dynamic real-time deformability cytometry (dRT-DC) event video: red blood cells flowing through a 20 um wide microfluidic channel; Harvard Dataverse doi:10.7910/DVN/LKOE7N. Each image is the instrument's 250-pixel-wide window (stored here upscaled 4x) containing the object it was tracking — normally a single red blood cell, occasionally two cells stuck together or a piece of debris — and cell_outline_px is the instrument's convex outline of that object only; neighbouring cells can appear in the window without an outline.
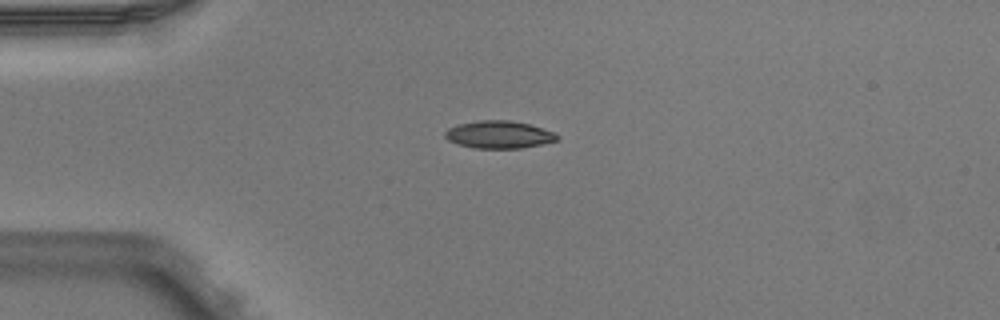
{"species": "Egyptian fruit bat (a non-hibernating species)", "species_latin": "Rousettus aegyptiacus", "temperature_condition": "warm", "stored_images_in_passage": 4, "camera_frame_rate_fps": 3000, "um_per_image_px": 0.085, "animal": {"sex": "male"}, "frame": {"image": 1, "passage_image": 1, "time_ms": 0.0, "image_size_px": [1000, 320], "cell_outline_px": [[560, 140], [520, 148], [476, 148], [456, 144], [448, 140], [444, 136], [444, 132], [448, 128], [460, 124], [480, 120], [512, 120], [528, 124], [552, 132], [560, 136]], "centroid_in_image_um": [42.39, 11.44], "position_along_channel_um": 42.6, "area_um2": 17.86}}
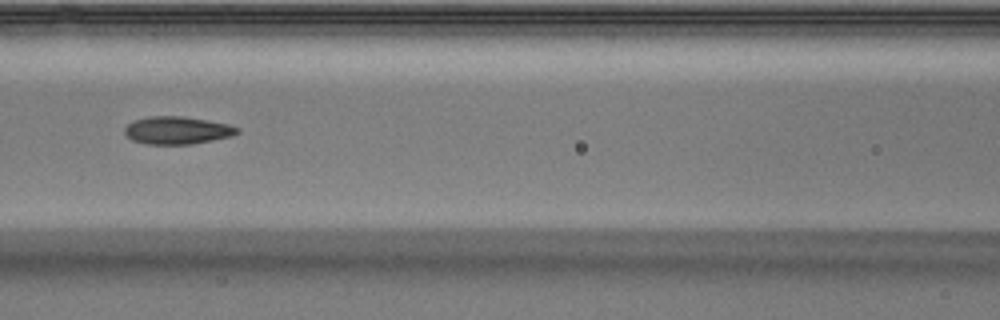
{"frame": {"image": 2, "passage_image": 4, "time_ms": 1.0, "image_size_px": [1000, 320], "cell_outline_px": [[240, 132], [232, 136], [192, 144], [148, 144], [132, 140], [124, 132], [124, 128], [132, 120], [148, 116], [180, 116], [228, 124], [240, 128]], "centroid_in_image_um": [15.05, 11.07], "position_along_channel_um": 151.6, "area_um2": 18.09}}